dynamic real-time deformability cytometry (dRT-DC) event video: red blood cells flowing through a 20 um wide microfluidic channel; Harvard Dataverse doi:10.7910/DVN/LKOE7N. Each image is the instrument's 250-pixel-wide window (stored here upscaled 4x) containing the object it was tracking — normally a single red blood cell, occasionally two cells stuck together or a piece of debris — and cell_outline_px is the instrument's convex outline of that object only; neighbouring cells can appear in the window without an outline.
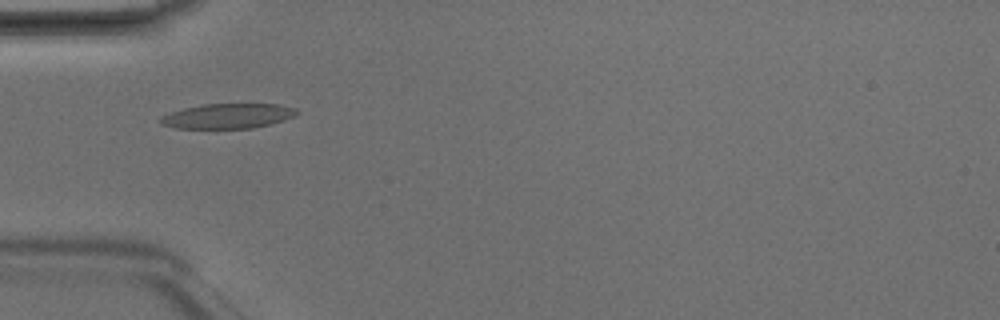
{"species": "Egyptian fruit bat (a non-hibernating species)", "species_latin": "Rousettus aegyptiacus", "temperature_condition": "room temperature", "stored_images_in_passage": 5, "camera_frame_rate_fps": 3000, "um_per_image_px": 0.085, "animal": {"sex": "male"}, "frame": {"image": 1, "passage_image": 5, "time_ms": 1.333, "image_size_px": [1000, 320], "cell_outline_px": [[300, 112], [296, 116], [284, 120], [252, 128], [176, 128], [160, 124], [160, 120], [164, 116], [172, 112], [184, 108], [204, 104], [280, 104], [296, 108]], "centroid_in_image_um": [19.43, 9.85], "position_along_channel_um": 65.6, "area_um2": 19.65}}